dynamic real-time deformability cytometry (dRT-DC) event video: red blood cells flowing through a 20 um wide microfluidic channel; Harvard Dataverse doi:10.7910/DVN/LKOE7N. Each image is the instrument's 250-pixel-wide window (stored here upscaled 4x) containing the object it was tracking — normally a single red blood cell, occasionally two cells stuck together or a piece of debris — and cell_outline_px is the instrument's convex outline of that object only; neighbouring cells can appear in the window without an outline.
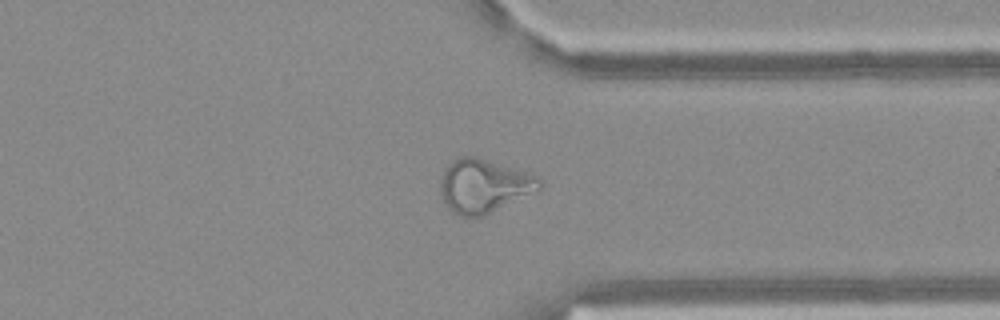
{"species": "Egyptian fruit bat (a non-hibernating species)", "species_latin": "Rousettus aegyptiacus", "temperature_condition": "warm", "stored_images_in_passage": 53, "camera_frame_rate_fps": 3000, "um_per_image_px": 0.085, "frame": {"image": 1, "passage_image": 41, "time_ms": 13.333, "image_size_px": [1000, 320], "cell_outline_px": [[544, 188], [484, 216], [460, 216], [452, 212], [444, 204], [440, 192], [440, 184], [444, 172], [448, 164], [456, 156], [476, 156], [536, 176], [544, 184]], "centroid_in_image_um": [41.12, 15.81], "position_along_channel_um": 370.3, "area_um2": 30.98}}
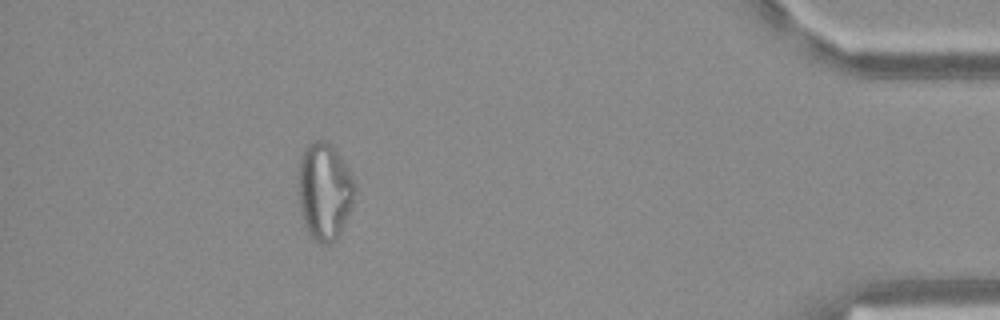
{"frame": {"image": 2, "passage_image": 48, "time_ms": 15.667, "image_size_px": [1000, 320], "cell_outline_px": [[356, 188], [352, 204], [340, 232], [328, 244], [320, 244], [308, 232], [304, 224], [300, 208], [300, 160], [304, 148], [308, 144], [316, 140], [324, 140], [344, 160], [356, 184]], "centroid_in_image_um": [27.6, 16.24], "position_along_channel_um": 407.6, "area_um2": 31.21}}